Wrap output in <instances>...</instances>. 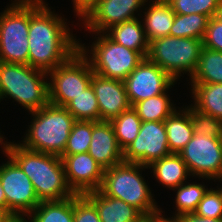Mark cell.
I'll list each match as a JSON object with an SVG mask.
<instances>
[{"instance_id":"6da1fadb","label":"cell","mask_w":222,"mask_h":222,"mask_svg":"<svg viewBox=\"0 0 222 222\" xmlns=\"http://www.w3.org/2000/svg\"><path fill=\"white\" fill-rule=\"evenodd\" d=\"M69 29L43 0H29L28 65L48 73L67 61L79 50Z\"/></svg>"},{"instance_id":"7a4b0ae2","label":"cell","mask_w":222,"mask_h":222,"mask_svg":"<svg viewBox=\"0 0 222 222\" xmlns=\"http://www.w3.org/2000/svg\"><path fill=\"white\" fill-rule=\"evenodd\" d=\"M3 138L0 135L3 152L10 156L30 178L40 201L62 200L75 195L67 184L60 156L32 151L19 143L7 141L4 143Z\"/></svg>"},{"instance_id":"3957f363","label":"cell","mask_w":222,"mask_h":222,"mask_svg":"<svg viewBox=\"0 0 222 222\" xmlns=\"http://www.w3.org/2000/svg\"><path fill=\"white\" fill-rule=\"evenodd\" d=\"M28 133L21 144L24 148L61 156L76 121L63 106L48 103L35 112Z\"/></svg>"},{"instance_id":"277c9868","label":"cell","mask_w":222,"mask_h":222,"mask_svg":"<svg viewBox=\"0 0 222 222\" xmlns=\"http://www.w3.org/2000/svg\"><path fill=\"white\" fill-rule=\"evenodd\" d=\"M47 72L29 65L0 61V101L13 98L30 113L49 103Z\"/></svg>"},{"instance_id":"5b68a950","label":"cell","mask_w":222,"mask_h":222,"mask_svg":"<svg viewBox=\"0 0 222 222\" xmlns=\"http://www.w3.org/2000/svg\"><path fill=\"white\" fill-rule=\"evenodd\" d=\"M148 166L122 162L104 169L100 190L107 196L118 198L138 209L146 218L160 210L150 187L140 173Z\"/></svg>"},{"instance_id":"8992f818","label":"cell","mask_w":222,"mask_h":222,"mask_svg":"<svg viewBox=\"0 0 222 222\" xmlns=\"http://www.w3.org/2000/svg\"><path fill=\"white\" fill-rule=\"evenodd\" d=\"M203 47V41L195 38L164 36L149 43L147 58L176 81L181 73L192 76Z\"/></svg>"},{"instance_id":"52a82bcc","label":"cell","mask_w":222,"mask_h":222,"mask_svg":"<svg viewBox=\"0 0 222 222\" xmlns=\"http://www.w3.org/2000/svg\"><path fill=\"white\" fill-rule=\"evenodd\" d=\"M97 36L90 51L81 43L79 50L89 58L93 72L102 77L124 81L145 58L140 52L114 42L105 33Z\"/></svg>"},{"instance_id":"ba28073f","label":"cell","mask_w":222,"mask_h":222,"mask_svg":"<svg viewBox=\"0 0 222 222\" xmlns=\"http://www.w3.org/2000/svg\"><path fill=\"white\" fill-rule=\"evenodd\" d=\"M28 31L29 0H15L0 13L1 62L28 65Z\"/></svg>"},{"instance_id":"9c48e42d","label":"cell","mask_w":222,"mask_h":222,"mask_svg":"<svg viewBox=\"0 0 222 222\" xmlns=\"http://www.w3.org/2000/svg\"><path fill=\"white\" fill-rule=\"evenodd\" d=\"M49 103L65 107L91 85L93 70L88 58L77 50L67 61L47 73Z\"/></svg>"},{"instance_id":"30bf717a","label":"cell","mask_w":222,"mask_h":222,"mask_svg":"<svg viewBox=\"0 0 222 222\" xmlns=\"http://www.w3.org/2000/svg\"><path fill=\"white\" fill-rule=\"evenodd\" d=\"M5 155L9 160L0 166V181L5 193L6 213L12 219H24L41 201L30 178L10 156Z\"/></svg>"},{"instance_id":"8fae6325","label":"cell","mask_w":222,"mask_h":222,"mask_svg":"<svg viewBox=\"0 0 222 222\" xmlns=\"http://www.w3.org/2000/svg\"><path fill=\"white\" fill-rule=\"evenodd\" d=\"M194 177L205 180L222 178V142L220 137L193 134L192 139L178 153Z\"/></svg>"},{"instance_id":"7c38bea8","label":"cell","mask_w":222,"mask_h":222,"mask_svg":"<svg viewBox=\"0 0 222 222\" xmlns=\"http://www.w3.org/2000/svg\"><path fill=\"white\" fill-rule=\"evenodd\" d=\"M170 154L164 121H142L138 136L123 150V162L149 166Z\"/></svg>"},{"instance_id":"4fadbf2b","label":"cell","mask_w":222,"mask_h":222,"mask_svg":"<svg viewBox=\"0 0 222 222\" xmlns=\"http://www.w3.org/2000/svg\"><path fill=\"white\" fill-rule=\"evenodd\" d=\"M175 82L168 73L148 58H144L124 80L131 107L141 100L168 92Z\"/></svg>"},{"instance_id":"5bb4252c","label":"cell","mask_w":222,"mask_h":222,"mask_svg":"<svg viewBox=\"0 0 222 222\" xmlns=\"http://www.w3.org/2000/svg\"><path fill=\"white\" fill-rule=\"evenodd\" d=\"M148 0H97L81 17L84 26L93 33H104L113 25L137 18Z\"/></svg>"},{"instance_id":"9a60e30c","label":"cell","mask_w":222,"mask_h":222,"mask_svg":"<svg viewBox=\"0 0 222 222\" xmlns=\"http://www.w3.org/2000/svg\"><path fill=\"white\" fill-rule=\"evenodd\" d=\"M68 186L75 194L99 190L104 168L88 153L60 156Z\"/></svg>"},{"instance_id":"2e32d148","label":"cell","mask_w":222,"mask_h":222,"mask_svg":"<svg viewBox=\"0 0 222 222\" xmlns=\"http://www.w3.org/2000/svg\"><path fill=\"white\" fill-rule=\"evenodd\" d=\"M91 85L98 101L100 121L110 122L131 107L124 81L105 78L93 72Z\"/></svg>"},{"instance_id":"e0dca14e","label":"cell","mask_w":222,"mask_h":222,"mask_svg":"<svg viewBox=\"0 0 222 222\" xmlns=\"http://www.w3.org/2000/svg\"><path fill=\"white\" fill-rule=\"evenodd\" d=\"M88 153L104 169L123 162V150L118 145L110 122L92 121V136Z\"/></svg>"},{"instance_id":"ac0fdd59","label":"cell","mask_w":222,"mask_h":222,"mask_svg":"<svg viewBox=\"0 0 222 222\" xmlns=\"http://www.w3.org/2000/svg\"><path fill=\"white\" fill-rule=\"evenodd\" d=\"M95 207L101 222H145L146 217L135 207L100 189L83 194Z\"/></svg>"},{"instance_id":"d6986e66","label":"cell","mask_w":222,"mask_h":222,"mask_svg":"<svg viewBox=\"0 0 222 222\" xmlns=\"http://www.w3.org/2000/svg\"><path fill=\"white\" fill-rule=\"evenodd\" d=\"M142 21L138 18L113 25L104 33L114 42L126 48L140 52L147 58L149 41L146 38Z\"/></svg>"},{"instance_id":"ffe728a7","label":"cell","mask_w":222,"mask_h":222,"mask_svg":"<svg viewBox=\"0 0 222 222\" xmlns=\"http://www.w3.org/2000/svg\"><path fill=\"white\" fill-rule=\"evenodd\" d=\"M144 12L143 27L149 43L155 39L169 36L175 12L166 0H152Z\"/></svg>"},{"instance_id":"44dd1931","label":"cell","mask_w":222,"mask_h":222,"mask_svg":"<svg viewBox=\"0 0 222 222\" xmlns=\"http://www.w3.org/2000/svg\"><path fill=\"white\" fill-rule=\"evenodd\" d=\"M148 168H152L158 183L160 182L169 189L177 188L191 175L182 157L176 153L153 161Z\"/></svg>"},{"instance_id":"7402d4cb","label":"cell","mask_w":222,"mask_h":222,"mask_svg":"<svg viewBox=\"0 0 222 222\" xmlns=\"http://www.w3.org/2000/svg\"><path fill=\"white\" fill-rule=\"evenodd\" d=\"M168 147L171 153L178 154L192 139L193 128L191 125V118L188 110H175L165 121H164Z\"/></svg>"},{"instance_id":"603a6c76","label":"cell","mask_w":222,"mask_h":222,"mask_svg":"<svg viewBox=\"0 0 222 222\" xmlns=\"http://www.w3.org/2000/svg\"><path fill=\"white\" fill-rule=\"evenodd\" d=\"M27 218L30 220L27 222H74V196L41 201Z\"/></svg>"},{"instance_id":"cb8c5ba5","label":"cell","mask_w":222,"mask_h":222,"mask_svg":"<svg viewBox=\"0 0 222 222\" xmlns=\"http://www.w3.org/2000/svg\"><path fill=\"white\" fill-rule=\"evenodd\" d=\"M191 90L196 109L222 120V83H196Z\"/></svg>"},{"instance_id":"d4e9b609","label":"cell","mask_w":222,"mask_h":222,"mask_svg":"<svg viewBox=\"0 0 222 222\" xmlns=\"http://www.w3.org/2000/svg\"><path fill=\"white\" fill-rule=\"evenodd\" d=\"M196 83H222V52L203 47L197 68L190 77Z\"/></svg>"},{"instance_id":"484cf974","label":"cell","mask_w":222,"mask_h":222,"mask_svg":"<svg viewBox=\"0 0 222 222\" xmlns=\"http://www.w3.org/2000/svg\"><path fill=\"white\" fill-rule=\"evenodd\" d=\"M132 108L143 122L165 121L177 109L166 92L141 100Z\"/></svg>"},{"instance_id":"4316f807","label":"cell","mask_w":222,"mask_h":222,"mask_svg":"<svg viewBox=\"0 0 222 222\" xmlns=\"http://www.w3.org/2000/svg\"><path fill=\"white\" fill-rule=\"evenodd\" d=\"M209 19L208 16L198 13L175 14L169 36L203 40Z\"/></svg>"},{"instance_id":"83f0119b","label":"cell","mask_w":222,"mask_h":222,"mask_svg":"<svg viewBox=\"0 0 222 222\" xmlns=\"http://www.w3.org/2000/svg\"><path fill=\"white\" fill-rule=\"evenodd\" d=\"M65 108L75 120L100 122L98 101L92 85L74 97Z\"/></svg>"},{"instance_id":"f1b7e54d","label":"cell","mask_w":222,"mask_h":222,"mask_svg":"<svg viewBox=\"0 0 222 222\" xmlns=\"http://www.w3.org/2000/svg\"><path fill=\"white\" fill-rule=\"evenodd\" d=\"M119 147L124 150L138 136L142 120L130 107L118 117L110 121Z\"/></svg>"},{"instance_id":"f546056e","label":"cell","mask_w":222,"mask_h":222,"mask_svg":"<svg viewBox=\"0 0 222 222\" xmlns=\"http://www.w3.org/2000/svg\"><path fill=\"white\" fill-rule=\"evenodd\" d=\"M199 183H183L177 188L173 189L177 191L175 204L177 211L174 216H179L183 213H192L197 209L198 204L203 199L204 194L208 188Z\"/></svg>"},{"instance_id":"4dcf8cb0","label":"cell","mask_w":222,"mask_h":222,"mask_svg":"<svg viewBox=\"0 0 222 222\" xmlns=\"http://www.w3.org/2000/svg\"><path fill=\"white\" fill-rule=\"evenodd\" d=\"M175 14L198 13L209 18L222 13V0H166Z\"/></svg>"},{"instance_id":"1f68e13d","label":"cell","mask_w":222,"mask_h":222,"mask_svg":"<svg viewBox=\"0 0 222 222\" xmlns=\"http://www.w3.org/2000/svg\"><path fill=\"white\" fill-rule=\"evenodd\" d=\"M92 136V121L76 120L72 126L66 148L61 156L89 151Z\"/></svg>"},{"instance_id":"d6a6232c","label":"cell","mask_w":222,"mask_h":222,"mask_svg":"<svg viewBox=\"0 0 222 222\" xmlns=\"http://www.w3.org/2000/svg\"><path fill=\"white\" fill-rule=\"evenodd\" d=\"M191 118L193 133L203 136L220 137L222 120L196 109L192 104L185 107Z\"/></svg>"},{"instance_id":"836d02e7","label":"cell","mask_w":222,"mask_h":222,"mask_svg":"<svg viewBox=\"0 0 222 222\" xmlns=\"http://www.w3.org/2000/svg\"><path fill=\"white\" fill-rule=\"evenodd\" d=\"M205 218H222V194L219 189H208L194 211Z\"/></svg>"},{"instance_id":"e575fe53","label":"cell","mask_w":222,"mask_h":222,"mask_svg":"<svg viewBox=\"0 0 222 222\" xmlns=\"http://www.w3.org/2000/svg\"><path fill=\"white\" fill-rule=\"evenodd\" d=\"M202 41L205 48L222 52V13L209 19Z\"/></svg>"},{"instance_id":"d590c367","label":"cell","mask_w":222,"mask_h":222,"mask_svg":"<svg viewBox=\"0 0 222 222\" xmlns=\"http://www.w3.org/2000/svg\"><path fill=\"white\" fill-rule=\"evenodd\" d=\"M74 222H101L96 207L84 195H74Z\"/></svg>"},{"instance_id":"8d00e7d4","label":"cell","mask_w":222,"mask_h":222,"mask_svg":"<svg viewBox=\"0 0 222 222\" xmlns=\"http://www.w3.org/2000/svg\"><path fill=\"white\" fill-rule=\"evenodd\" d=\"M74 5V10L76 16L81 19V17L89 10V8L97 1V0H72Z\"/></svg>"},{"instance_id":"74e56055","label":"cell","mask_w":222,"mask_h":222,"mask_svg":"<svg viewBox=\"0 0 222 222\" xmlns=\"http://www.w3.org/2000/svg\"><path fill=\"white\" fill-rule=\"evenodd\" d=\"M179 217L183 222H222V218H217V219L205 218L195 214L194 212L183 213L179 215Z\"/></svg>"},{"instance_id":"f35d334b","label":"cell","mask_w":222,"mask_h":222,"mask_svg":"<svg viewBox=\"0 0 222 222\" xmlns=\"http://www.w3.org/2000/svg\"><path fill=\"white\" fill-rule=\"evenodd\" d=\"M162 210L153 213L146 218V222H183L179 216H172L171 218H165L161 214Z\"/></svg>"},{"instance_id":"ab89813d","label":"cell","mask_w":222,"mask_h":222,"mask_svg":"<svg viewBox=\"0 0 222 222\" xmlns=\"http://www.w3.org/2000/svg\"><path fill=\"white\" fill-rule=\"evenodd\" d=\"M0 207L6 212V199L1 181H0Z\"/></svg>"},{"instance_id":"60d3db41","label":"cell","mask_w":222,"mask_h":222,"mask_svg":"<svg viewBox=\"0 0 222 222\" xmlns=\"http://www.w3.org/2000/svg\"><path fill=\"white\" fill-rule=\"evenodd\" d=\"M13 219L0 207V222H11Z\"/></svg>"},{"instance_id":"b9f144b4","label":"cell","mask_w":222,"mask_h":222,"mask_svg":"<svg viewBox=\"0 0 222 222\" xmlns=\"http://www.w3.org/2000/svg\"><path fill=\"white\" fill-rule=\"evenodd\" d=\"M11 222H27V220L24 219H13Z\"/></svg>"},{"instance_id":"7bdbcfd3","label":"cell","mask_w":222,"mask_h":222,"mask_svg":"<svg viewBox=\"0 0 222 222\" xmlns=\"http://www.w3.org/2000/svg\"><path fill=\"white\" fill-rule=\"evenodd\" d=\"M219 181H222V178L221 179H218ZM222 194V186L220 188H218Z\"/></svg>"}]
</instances>
